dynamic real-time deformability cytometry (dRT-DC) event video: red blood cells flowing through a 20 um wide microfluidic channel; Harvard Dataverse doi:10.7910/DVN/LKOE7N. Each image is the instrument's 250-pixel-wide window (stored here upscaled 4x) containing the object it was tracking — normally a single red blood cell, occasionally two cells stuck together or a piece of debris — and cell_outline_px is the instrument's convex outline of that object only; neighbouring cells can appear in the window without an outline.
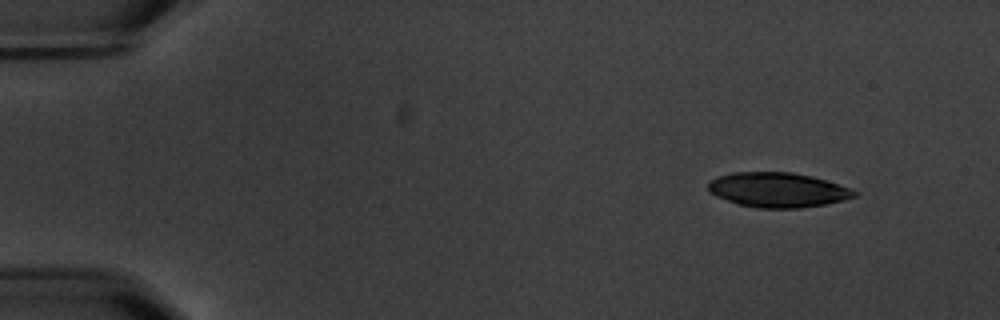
{"species": "common noctule bat (a hibernating species)", "species_latin": "Nyctalus noctula", "temperature_condition": "warm", "stored_images_in_passage": 5, "camera_frame_rate_fps": 3000, "um_per_image_px": 0.085, "animal": {"sex": "male", "body_mass_g": 20.1, "forearm_length_mm": 53.5}, "frame": {"image": 1, "passage_image": 1, "time_ms": 0.0, "image_size_px": [1000, 320], "cell_outline_px": [[860, 192], [856, 196], [844, 200], [824, 204], [800, 208], [756, 208], [740, 204], [716, 196], [708, 192], [708, 180], [716, 176], [732, 172], [792, 172], [812, 176], [852, 188]], "centroid_in_image_um": [66.11, 16.13], "position_along_channel_um": 18.9, "area_um2": 29.82}}